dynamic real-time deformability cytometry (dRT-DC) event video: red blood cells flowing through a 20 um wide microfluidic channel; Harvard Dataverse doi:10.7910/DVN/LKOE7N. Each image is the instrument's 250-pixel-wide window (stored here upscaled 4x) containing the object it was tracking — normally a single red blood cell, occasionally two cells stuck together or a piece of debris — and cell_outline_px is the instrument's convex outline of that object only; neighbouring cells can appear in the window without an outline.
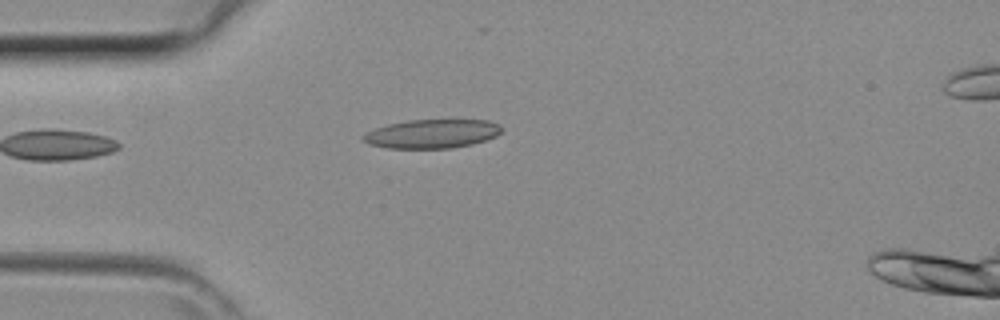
{"species": "common noctule bat (a hibernating species)", "species_latin": "Nyctalus noctula", "temperature_condition": "room temperature", "stored_images_in_passage": 23, "camera_frame_rate_fps": 3000, "um_per_image_px": 0.085, "animal": {"sex": "female", "body_mass_g": 29.2, "forearm_length_mm": 56.3}, "frame": {"image": 1, "passage_image": 1, "time_ms": 0.0, "image_size_px": [1000, 320], "cell_outline_px": [[504, 128], [496, 136], [472, 144], [452, 148], [388, 148], [368, 144], [360, 136], [364, 132], [388, 124], [408, 120], [488, 120], [500, 124]], "centroid_in_image_um": [36.71, 11.37], "position_along_channel_um": 48.3, "area_um2": 23.35}}
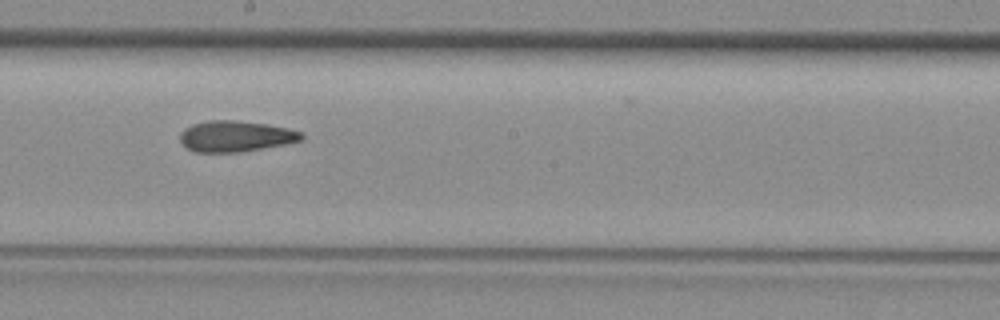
{"frame": {"image": 2, "passage_image": 13, "time_ms": 4.0, "image_size_px": [1000, 320], "cell_outline_px": [[304, 140], [284, 144], [240, 152], [196, 152], [188, 148], [180, 140], [180, 132], [184, 128], [192, 124], [208, 120], [236, 120], [268, 124], [288, 128], [300, 132], [304, 136]], "centroid_in_image_um": [20.03, 11.57], "position_along_channel_um": 228.2, "area_um2": 21.91}}
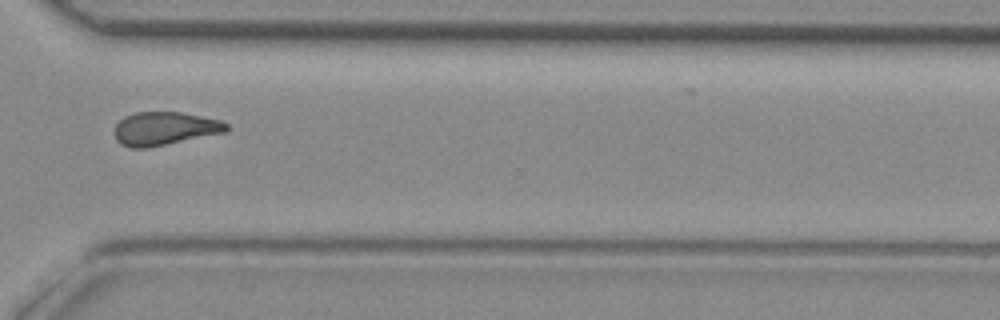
{"frame": {"image": 3, "passage_image": 21, "time_ms": 6.667, "image_size_px": [1000, 320], "cell_outline_px": [[228, 132], [148, 148], [132, 148], [120, 144], [116, 140], [112, 132], [116, 124], [124, 116], [136, 112], [180, 112], [220, 120], [228, 124]], "centroid_in_image_um": [13.97, 10.94], "position_along_channel_um": 356.6, "area_um2": 22.02}}